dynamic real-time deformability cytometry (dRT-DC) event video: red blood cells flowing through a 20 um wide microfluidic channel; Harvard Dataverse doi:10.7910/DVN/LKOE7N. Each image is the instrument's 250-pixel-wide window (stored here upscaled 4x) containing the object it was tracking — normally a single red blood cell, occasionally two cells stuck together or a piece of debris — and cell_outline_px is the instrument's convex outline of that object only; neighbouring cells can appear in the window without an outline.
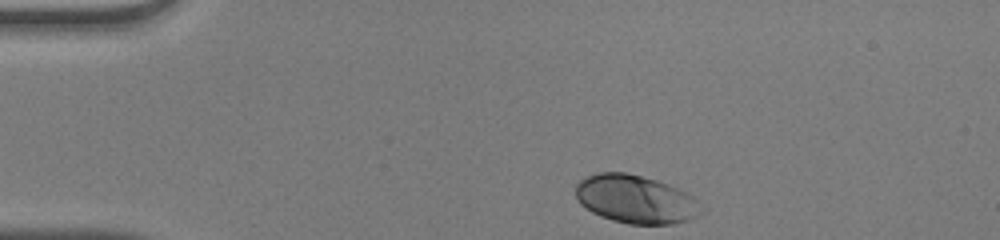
{"species": "human", "species_latin": "Homo sapiens", "temperature_condition": "warm", "stored_images_in_passage": 33, "camera_frame_rate_fps": 3000, "um_per_image_px": 0.085, "donor": {"sex": "male"}, "frame": {"image": 1, "passage_image": 1, "time_ms": 0.0, "image_size_px": [1000, 240], "cell_outline_px": [[704, 212], [688, 220], [672, 224], [628, 224], [612, 220], [600, 216], [592, 212], [580, 204], [576, 196], [576, 184], [580, 180], [596, 172], [624, 172], [656, 180], [668, 184], [692, 196], [696, 200]], "centroid_in_image_um": [54.0, 16.94], "position_along_channel_um": 31.0, "area_um2": 35.14}}
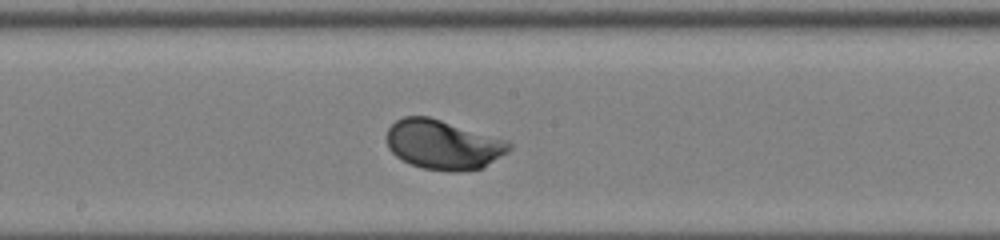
{"frame": {"image": 2, "passage_image": 19, "time_ms": 6.0, "image_size_px": [1000, 240], "cell_outline_px": [[512, 148], [508, 152], [484, 168], [460, 172], [452, 172], [424, 168], [412, 164], [396, 156], [388, 148], [384, 136], [388, 128], [396, 120], [404, 116], [428, 116], [508, 140], [512, 144]], "centroid_in_image_um": [37.68, 12.3], "position_along_channel_um": 210.5, "area_um2": 35.66}}
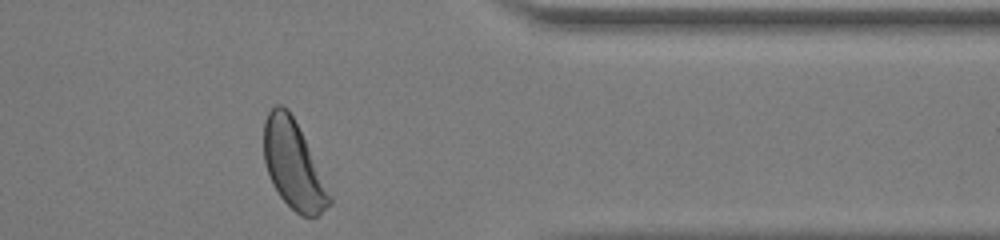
{"frame": {"image": 3, "passage_image": 33, "time_ms": 10.667, "image_size_px": [1000, 240], "cell_outline_px": [[332, 204], [316, 216], [304, 216], [296, 212], [280, 196], [272, 184], [264, 160], [264, 120], [268, 112], [276, 104], [280, 104], [288, 108], [332, 196]], "centroid_in_image_um": [24.92, 14.02], "position_along_channel_um": 386.5, "area_um2": 32.83}, "authors_computed_cell_mechanics": {"area_um2": 34.2176, "velocity_mm_per_s": 4.0648, "shape_relaxation_time_tau1_ms": 1.756, "shape_relaxation_time_tau2_ms": null, "deformation_change_tau1": 0.1368, "deformation_change_tau2": null}}